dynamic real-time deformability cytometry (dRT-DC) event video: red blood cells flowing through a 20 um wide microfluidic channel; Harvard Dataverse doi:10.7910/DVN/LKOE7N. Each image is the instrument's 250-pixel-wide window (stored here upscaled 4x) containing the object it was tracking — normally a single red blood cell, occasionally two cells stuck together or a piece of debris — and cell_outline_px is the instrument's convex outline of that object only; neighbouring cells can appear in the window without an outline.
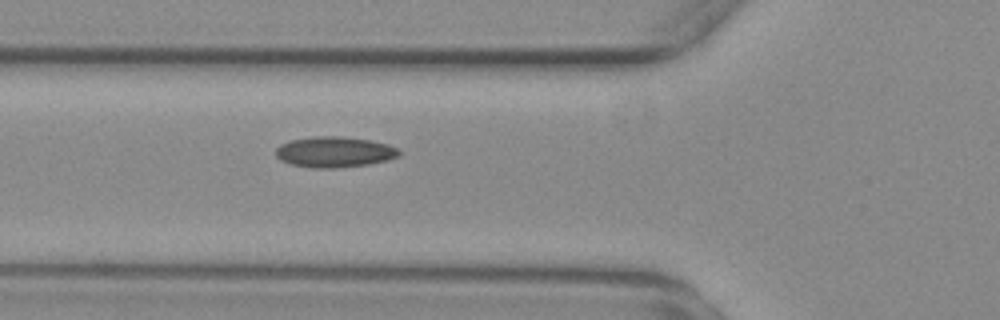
{"species": "common noctule bat (a hibernating species)", "species_latin": "Nyctalus noctula", "temperature_condition": "warm", "stored_images_in_passage": 49, "camera_frame_rate_fps": 3000, "um_per_image_px": 0.085, "animal": {"sex": "female", "body_mass_g": 29.2, "forearm_length_mm": 56.3}, "frame": {"image": 1, "passage_image": 13, "time_ms": 4.0, "image_size_px": [1000, 320], "cell_outline_px": [[400, 156], [388, 160], [368, 164], [332, 168], [312, 168], [292, 164], [280, 160], [276, 156], [276, 148], [280, 144], [292, 140], [316, 136], [340, 136], [368, 140], [388, 144], [400, 148]], "centroid_in_image_um": [28.45, 12.92], "position_along_channel_um": 97.4, "area_um2": 22.02}}
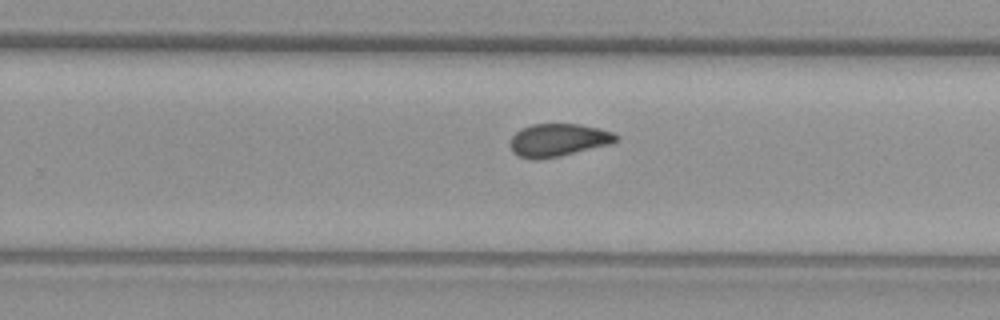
{"frame": {"image": 2, "passage_image": 28, "time_ms": 9.0, "image_size_px": [1000, 320], "cell_outline_px": [[620, 136], [612, 144], [560, 156], [536, 160], [532, 160], [520, 156], [512, 152], [508, 144], [512, 136], [520, 128], [532, 124], [580, 124], [612, 132]], "centroid_in_image_um": [47.41, 11.91], "position_along_channel_um": 282.4, "area_um2": 20.4}}
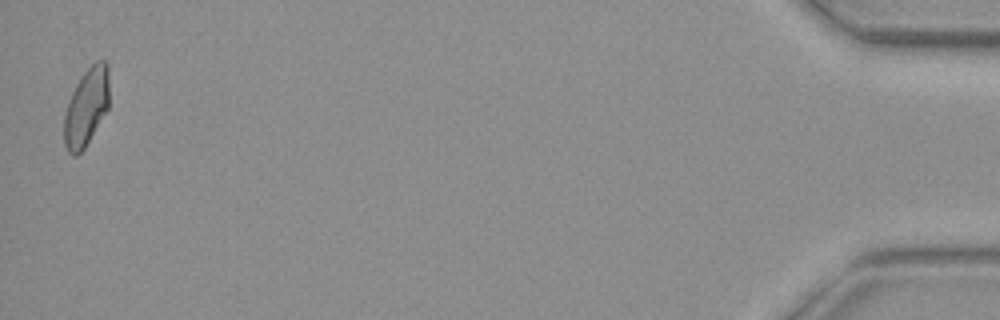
{"frame": {"image": 3, "passage_image": 48, "time_ms": 15.667, "image_size_px": [1000, 320], "cell_outline_px": [[108, 108], [84, 148], [76, 156], [72, 156], [68, 152], [64, 144], [64, 116], [68, 100], [76, 84], [84, 72], [96, 60], [104, 60], [108, 64]], "centroid_in_image_um": [7.32, 9.1], "position_along_channel_um": 427.9, "area_um2": 20.29}, "authors_computed_cell_mechanics": {"area_um2": 20.4612, "velocity_mm_per_s": 3.708, "shape_relaxation_time_tau1_ms": null, "shape_relaxation_time_tau2_ms": 2.9015, "deformation_change_tau1": null, "deformation_change_tau2": 0.0756}}